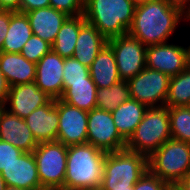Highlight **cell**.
Here are the masks:
<instances>
[{"label":"cell","mask_w":190,"mask_h":190,"mask_svg":"<svg viewBox=\"0 0 190 190\" xmlns=\"http://www.w3.org/2000/svg\"><path fill=\"white\" fill-rule=\"evenodd\" d=\"M182 190H190V173L178 183Z\"/></svg>","instance_id":"cell-39"},{"label":"cell","mask_w":190,"mask_h":190,"mask_svg":"<svg viewBox=\"0 0 190 190\" xmlns=\"http://www.w3.org/2000/svg\"><path fill=\"white\" fill-rule=\"evenodd\" d=\"M187 13L172 0H152L135 7L128 34L145 46L176 40L174 35L184 28Z\"/></svg>","instance_id":"cell-1"},{"label":"cell","mask_w":190,"mask_h":190,"mask_svg":"<svg viewBox=\"0 0 190 190\" xmlns=\"http://www.w3.org/2000/svg\"><path fill=\"white\" fill-rule=\"evenodd\" d=\"M96 93L97 86L89 76L87 82L70 83L60 99L69 105L89 112L96 108Z\"/></svg>","instance_id":"cell-25"},{"label":"cell","mask_w":190,"mask_h":190,"mask_svg":"<svg viewBox=\"0 0 190 190\" xmlns=\"http://www.w3.org/2000/svg\"><path fill=\"white\" fill-rule=\"evenodd\" d=\"M11 11L0 10V51L10 25Z\"/></svg>","instance_id":"cell-35"},{"label":"cell","mask_w":190,"mask_h":190,"mask_svg":"<svg viewBox=\"0 0 190 190\" xmlns=\"http://www.w3.org/2000/svg\"><path fill=\"white\" fill-rule=\"evenodd\" d=\"M8 186L23 190H43L38 177L37 163L32 152H24L0 173Z\"/></svg>","instance_id":"cell-15"},{"label":"cell","mask_w":190,"mask_h":190,"mask_svg":"<svg viewBox=\"0 0 190 190\" xmlns=\"http://www.w3.org/2000/svg\"><path fill=\"white\" fill-rule=\"evenodd\" d=\"M58 142L65 146L87 143L88 112L57 99Z\"/></svg>","instance_id":"cell-12"},{"label":"cell","mask_w":190,"mask_h":190,"mask_svg":"<svg viewBox=\"0 0 190 190\" xmlns=\"http://www.w3.org/2000/svg\"><path fill=\"white\" fill-rule=\"evenodd\" d=\"M46 7H50V0H20L19 12L26 13Z\"/></svg>","instance_id":"cell-34"},{"label":"cell","mask_w":190,"mask_h":190,"mask_svg":"<svg viewBox=\"0 0 190 190\" xmlns=\"http://www.w3.org/2000/svg\"><path fill=\"white\" fill-rule=\"evenodd\" d=\"M170 77L145 67L128 80L130 96L147 108L164 106L167 101Z\"/></svg>","instance_id":"cell-8"},{"label":"cell","mask_w":190,"mask_h":190,"mask_svg":"<svg viewBox=\"0 0 190 190\" xmlns=\"http://www.w3.org/2000/svg\"><path fill=\"white\" fill-rule=\"evenodd\" d=\"M20 0H0V10L19 12Z\"/></svg>","instance_id":"cell-37"},{"label":"cell","mask_w":190,"mask_h":190,"mask_svg":"<svg viewBox=\"0 0 190 190\" xmlns=\"http://www.w3.org/2000/svg\"><path fill=\"white\" fill-rule=\"evenodd\" d=\"M113 49L118 74L121 80L128 81L146 67V48L140 40L128 33L108 40Z\"/></svg>","instance_id":"cell-9"},{"label":"cell","mask_w":190,"mask_h":190,"mask_svg":"<svg viewBox=\"0 0 190 190\" xmlns=\"http://www.w3.org/2000/svg\"><path fill=\"white\" fill-rule=\"evenodd\" d=\"M25 14L33 34L51 45L54 43L63 23L69 17L64 12L58 11L51 6L29 11Z\"/></svg>","instance_id":"cell-18"},{"label":"cell","mask_w":190,"mask_h":190,"mask_svg":"<svg viewBox=\"0 0 190 190\" xmlns=\"http://www.w3.org/2000/svg\"><path fill=\"white\" fill-rule=\"evenodd\" d=\"M32 35L27 15L11 11L10 25L0 52L21 53L23 46Z\"/></svg>","instance_id":"cell-23"},{"label":"cell","mask_w":190,"mask_h":190,"mask_svg":"<svg viewBox=\"0 0 190 190\" xmlns=\"http://www.w3.org/2000/svg\"><path fill=\"white\" fill-rule=\"evenodd\" d=\"M4 190H23V189H20L18 187H14V186H8V185H6L5 188H4Z\"/></svg>","instance_id":"cell-44"},{"label":"cell","mask_w":190,"mask_h":190,"mask_svg":"<svg viewBox=\"0 0 190 190\" xmlns=\"http://www.w3.org/2000/svg\"><path fill=\"white\" fill-rule=\"evenodd\" d=\"M51 49L50 43L33 34L23 46L20 54L28 61L37 63Z\"/></svg>","instance_id":"cell-30"},{"label":"cell","mask_w":190,"mask_h":190,"mask_svg":"<svg viewBox=\"0 0 190 190\" xmlns=\"http://www.w3.org/2000/svg\"><path fill=\"white\" fill-rule=\"evenodd\" d=\"M147 107L130 98L112 111L114 125L119 134L127 141L142 121Z\"/></svg>","instance_id":"cell-22"},{"label":"cell","mask_w":190,"mask_h":190,"mask_svg":"<svg viewBox=\"0 0 190 190\" xmlns=\"http://www.w3.org/2000/svg\"><path fill=\"white\" fill-rule=\"evenodd\" d=\"M164 190H182L178 184H168Z\"/></svg>","instance_id":"cell-41"},{"label":"cell","mask_w":190,"mask_h":190,"mask_svg":"<svg viewBox=\"0 0 190 190\" xmlns=\"http://www.w3.org/2000/svg\"><path fill=\"white\" fill-rule=\"evenodd\" d=\"M0 70L10 86L35 82L36 63L20 53L0 52Z\"/></svg>","instance_id":"cell-20"},{"label":"cell","mask_w":190,"mask_h":190,"mask_svg":"<svg viewBox=\"0 0 190 190\" xmlns=\"http://www.w3.org/2000/svg\"><path fill=\"white\" fill-rule=\"evenodd\" d=\"M107 43L101 32L86 21L80 27L72 57L89 68Z\"/></svg>","instance_id":"cell-19"},{"label":"cell","mask_w":190,"mask_h":190,"mask_svg":"<svg viewBox=\"0 0 190 190\" xmlns=\"http://www.w3.org/2000/svg\"><path fill=\"white\" fill-rule=\"evenodd\" d=\"M25 121L38 143L56 141L59 123L57 99L35 109Z\"/></svg>","instance_id":"cell-16"},{"label":"cell","mask_w":190,"mask_h":190,"mask_svg":"<svg viewBox=\"0 0 190 190\" xmlns=\"http://www.w3.org/2000/svg\"><path fill=\"white\" fill-rule=\"evenodd\" d=\"M0 140L11 143L23 152H33L38 145L25 119L5 108L0 115Z\"/></svg>","instance_id":"cell-17"},{"label":"cell","mask_w":190,"mask_h":190,"mask_svg":"<svg viewBox=\"0 0 190 190\" xmlns=\"http://www.w3.org/2000/svg\"><path fill=\"white\" fill-rule=\"evenodd\" d=\"M171 138L169 108H147L142 121L126 141L125 149L150 157Z\"/></svg>","instance_id":"cell-5"},{"label":"cell","mask_w":190,"mask_h":190,"mask_svg":"<svg viewBox=\"0 0 190 190\" xmlns=\"http://www.w3.org/2000/svg\"><path fill=\"white\" fill-rule=\"evenodd\" d=\"M9 91H10V85L0 70V104L5 105Z\"/></svg>","instance_id":"cell-36"},{"label":"cell","mask_w":190,"mask_h":190,"mask_svg":"<svg viewBox=\"0 0 190 190\" xmlns=\"http://www.w3.org/2000/svg\"><path fill=\"white\" fill-rule=\"evenodd\" d=\"M50 6L68 16L84 14V3L81 0H50Z\"/></svg>","instance_id":"cell-31"},{"label":"cell","mask_w":190,"mask_h":190,"mask_svg":"<svg viewBox=\"0 0 190 190\" xmlns=\"http://www.w3.org/2000/svg\"><path fill=\"white\" fill-rule=\"evenodd\" d=\"M4 108H5V105L0 104V115H1L2 111L4 110Z\"/></svg>","instance_id":"cell-45"},{"label":"cell","mask_w":190,"mask_h":190,"mask_svg":"<svg viewBox=\"0 0 190 190\" xmlns=\"http://www.w3.org/2000/svg\"><path fill=\"white\" fill-rule=\"evenodd\" d=\"M168 184L154 175L149 169L136 182L134 190H164Z\"/></svg>","instance_id":"cell-33"},{"label":"cell","mask_w":190,"mask_h":190,"mask_svg":"<svg viewBox=\"0 0 190 190\" xmlns=\"http://www.w3.org/2000/svg\"><path fill=\"white\" fill-rule=\"evenodd\" d=\"M130 98L128 81L120 80L110 88H97L96 108L112 112Z\"/></svg>","instance_id":"cell-26"},{"label":"cell","mask_w":190,"mask_h":190,"mask_svg":"<svg viewBox=\"0 0 190 190\" xmlns=\"http://www.w3.org/2000/svg\"><path fill=\"white\" fill-rule=\"evenodd\" d=\"M148 170V157L128 151L106 153L100 190H134Z\"/></svg>","instance_id":"cell-4"},{"label":"cell","mask_w":190,"mask_h":190,"mask_svg":"<svg viewBox=\"0 0 190 190\" xmlns=\"http://www.w3.org/2000/svg\"><path fill=\"white\" fill-rule=\"evenodd\" d=\"M85 22L86 20L83 14L69 16L57 33L54 43L51 45L52 50L63 58L72 57L80 27Z\"/></svg>","instance_id":"cell-24"},{"label":"cell","mask_w":190,"mask_h":190,"mask_svg":"<svg viewBox=\"0 0 190 190\" xmlns=\"http://www.w3.org/2000/svg\"><path fill=\"white\" fill-rule=\"evenodd\" d=\"M148 169L167 184L190 173V143L170 138L148 158Z\"/></svg>","instance_id":"cell-6"},{"label":"cell","mask_w":190,"mask_h":190,"mask_svg":"<svg viewBox=\"0 0 190 190\" xmlns=\"http://www.w3.org/2000/svg\"><path fill=\"white\" fill-rule=\"evenodd\" d=\"M165 106H190V65L178 75L170 77Z\"/></svg>","instance_id":"cell-27"},{"label":"cell","mask_w":190,"mask_h":190,"mask_svg":"<svg viewBox=\"0 0 190 190\" xmlns=\"http://www.w3.org/2000/svg\"><path fill=\"white\" fill-rule=\"evenodd\" d=\"M135 7L131 0H87L83 15L109 40L128 33Z\"/></svg>","instance_id":"cell-3"},{"label":"cell","mask_w":190,"mask_h":190,"mask_svg":"<svg viewBox=\"0 0 190 190\" xmlns=\"http://www.w3.org/2000/svg\"><path fill=\"white\" fill-rule=\"evenodd\" d=\"M52 98L40 90L35 82L10 86L5 109L25 119L35 109L46 105Z\"/></svg>","instance_id":"cell-14"},{"label":"cell","mask_w":190,"mask_h":190,"mask_svg":"<svg viewBox=\"0 0 190 190\" xmlns=\"http://www.w3.org/2000/svg\"><path fill=\"white\" fill-rule=\"evenodd\" d=\"M89 73L97 88H110L121 80L113 49L108 43L92 62L89 67Z\"/></svg>","instance_id":"cell-21"},{"label":"cell","mask_w":190,"mask_h":190,"mask_svg":"<svg viewBox=\"0 0 190 190\" xmlns=\"http://www.w3.org/2000/svg\"><path fill=\"white\" fill-rule=\"evenodd\" d=\"M90 76L89 68L73 57L64 58L63 66V92L70 83L87 82Z\"/></svg>","instance_id":"cell-29"},{"label":"cell","mask_w":190,"mask_h":190,"mask_svg":"<svg viewBox=\"0 0 190 190\" xmlns=\"http://www.w3.org/2000/svg\"><path fill=\"white\" fill-rule=\"evenodd\" d=\"M152 1V0H131V2L135 5V6H139L142 4H146L147 2Z\"/></svg>","instance_id":"cell-42"},{"label":"cell","mask_w":190,"mask_h":190,"mask_svg":"<svg viewBox=\"0 0 190 190\" xmlns=\"http://www.w3.org/2000/svg\"><path fill=\"white\" fill-rule=\"evenodd\" d=\"M105 156L92 144L68 146L63 190L100 189Z\"/></svg>","instance_id":"cell-2"},{"label":"cell","mask_w":190,"mask_h":190,"mask_svg":"<svg viewBox=\"0 0 190 190\" xmlns=\"http://www.w3.org/2000/svg\"><path fill=\"white\" fill-rule=\"evenodd\" d=\"M64 58L52 49L36 63L35 83L52 99L63 95Z\"/></svg>","instance_id":"cell-13"},{"label":"cell","mask_w":190,"mask_h":190,"mask_svg":"<svg viewBox=\"0 0 190 190\" xmlns=\"http://www.w3.org/2000/svg\"><path fill=\"white\" fill-rule=\"evenodd\" d=\"M36 163L40 185L43 190H63L67 146L54 142H41L32 152Z\"/></svg>","instance_id":"cell-7"},{"label":"cell","mask_w":190,"mask_h":190,"mask_svg":"<svg viewBox=\"0 0 190 190\" xmlns=\"http://www.w3.org/2000/svg\"><path fill=\"white\" fill-rule=\"evenodd\" d=\"M177 6L181 7L187 14L190 13V0H177Z\"/></svg>","instance_id":"cell-40"},{"label":"cell","mask_w":190,"mask_h":190,"mask_svg":"<svg viewBox=\"0 0 190 190\" xmlns=\"http://www.w3.org/2000/svg\"><path fill=\"white\" fill-rule=\"evenodd\" d=\"M6 184L5 180L3 179L2 175L0 174V190H4Z\"/></svg>","instance_id":"cell-43"},{"label":"cell","mask_w":190,"mask_h":190,"mask_svg":"<svg viewBox=\"0 0 190 190\" xmlns=\"http://www.w3.org/2000/svg\"><path fill=\"white\" fill-rule=\"evenodd\" d=\"M171 138L190 143V106L169 108Z\"/></svg>","instance_id":"cell-28"},{"label":"cell","mask_w":190,"mask_h":190,"mask_svg":"<svg viewBox=\"0 0 190 190\" xmlns=\"http://www.w3.org/2000/svg\"><path fill=\"white\" fill-rule=\"evenodd\" d=\"M188 65L185 42L172 40L163 44L150 45L146 48V67L149 69L173 77Z\"/></svg>","instance_id":"cell-11"},{"label":"cell","mask_w":190,"mask_h":190,"mask_svg":"<svg viewBox=\"0 0 190 190\" xmlns=\"http://www.w3.org/2000/svg\"><path fill=\"white\" fill-rule=\"evenodd\" d=\"M24 152L11 143L0 140V173Z\"/></svg>","instance_id":"cell-32"},{"label":"cell","mask_w":190,"mask_h":190,"mask_svg":"<svg viewBox=\"0 0 190 190\" xmlns=\"http://www.w3.org/2000/svg\"><path fill=\"white\" fill-rule=\"evenodd\" d=\"M87 143L105 153L125 149L126 140L117 131L112 112L98 108L88 112Z\"/></svg>","instance_id":"cell-10"},{"label":"cell","mask_w":190,"mask_h":190,"mask_svg":"<svg viewBox=\"0 0 190 190\" xmlns=\"http://www.w3.org/2000/svg\"><path fill=\"white\" fill-rule=\"evenodd\" d=\"M184 26L190 27V13L187 14V16H186V19H185V22H184ZM186 44L187 43H185L186 54H187V61H188V64L190 65V42H188L187 45Z\"/></svg>","instance_id":"cell-38"}]
</instances>
